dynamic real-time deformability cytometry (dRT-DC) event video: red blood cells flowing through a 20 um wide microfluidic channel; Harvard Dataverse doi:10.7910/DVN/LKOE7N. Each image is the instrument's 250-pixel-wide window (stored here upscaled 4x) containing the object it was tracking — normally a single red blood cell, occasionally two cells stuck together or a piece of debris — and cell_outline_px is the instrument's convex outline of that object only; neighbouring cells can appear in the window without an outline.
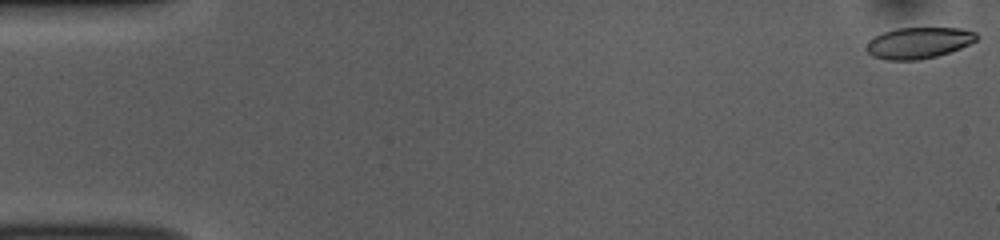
{"species": "common noctule bat (a hibernating species)", "species_latin": "Nyctalus noctula", "temperature_condition": "room temperature", "stored_images_in_passage": 16, "camera_frame_rate_fps": 3000, "um_per_image_px": 0.085, "animal": {"sex": "female", "body_mass_g": 10.0, "forearm_length_mm": 53.1}, "frame": {"image": 1, "passage_image": 1, "time_ms": 0.0, "image_size_px": [1000, 240], "cell_outline_px": [[980, 36], [976, 40], [960, 48], [936, 56], [920, 60], [884, 60], [872, 56], [864, 48], [868, 40], [884, 32], [896, 28], [960, 28], [976, 32]], "centroid_in_image_um": [78.05, 3.64], "position_along_channel_um": 6.9, "area_um2": 20.11}}
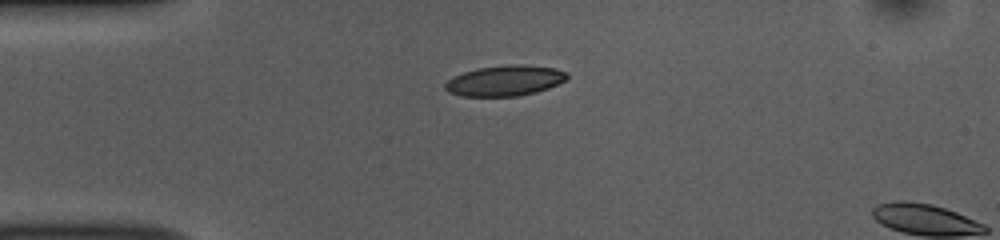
{"frame": {"image": 2, "passage_image": 13, "time_ms": 4.0, "image_size_px": [1000, 240], "cell_outline_px": [[568, 76], [564, 80], [548, 88], [536, 92], [516, 96], [460, 96], [448, 92], [444, 88], [444, 84], [448, 80], [464, 72], [476, 68], [508, 64], [524, 64], [556, 68], [568, 72]], "centroid_in_image_um": [42.91, 6.84], "position_along_channel_um": 42.1, "area_um2": 21.73}}